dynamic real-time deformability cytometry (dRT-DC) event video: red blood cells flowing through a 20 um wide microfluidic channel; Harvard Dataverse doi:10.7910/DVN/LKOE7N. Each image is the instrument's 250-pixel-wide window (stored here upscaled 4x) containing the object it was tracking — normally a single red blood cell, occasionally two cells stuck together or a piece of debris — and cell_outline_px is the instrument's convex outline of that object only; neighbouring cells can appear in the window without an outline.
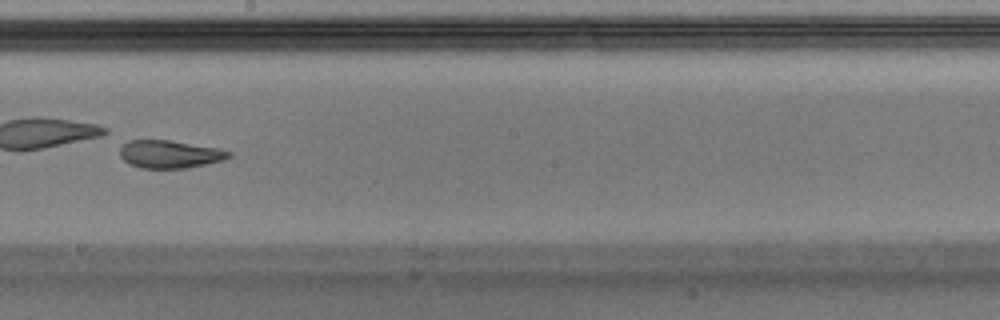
{"species": "Egyptian fruit bat (a non-hibernating species)", "species_latin": "Rousettus aegyptiacus", "temperature_condition": "warm", "stored_images_in_passage": 35, "camera_frame_rate_fps": 3000, "um_per_image_px": 0.085, "animal": {"sex": "male"}, "frame": {"image": 1, "passage_image": 16, "time_ms": 5.0, "image_size_px": [1000, 320], "cell_outline_px": [[232, 156], [224, 160], [184, 168], [140, 168], [128, 164], [120, 156], [120, 148], [128, 140], [168, 140], [216, 148], [232, 152]], "centroid_in_image_um": [14.4, 13.11], "position_along_channel_um": 233.8, "area_um2": 17.51}, "authors_computed_cell_mechanics": {"area_um2": 21.2704, "velocity_mm_per_s": 4.045, "shape_relaxation_time_tau1_ms": 4.4836, "shape_relaxation_time_tau2_ms": 3.2948, "deformation_change_tau1": 0.2977, "deformation_change_tau2": 0.1176}}